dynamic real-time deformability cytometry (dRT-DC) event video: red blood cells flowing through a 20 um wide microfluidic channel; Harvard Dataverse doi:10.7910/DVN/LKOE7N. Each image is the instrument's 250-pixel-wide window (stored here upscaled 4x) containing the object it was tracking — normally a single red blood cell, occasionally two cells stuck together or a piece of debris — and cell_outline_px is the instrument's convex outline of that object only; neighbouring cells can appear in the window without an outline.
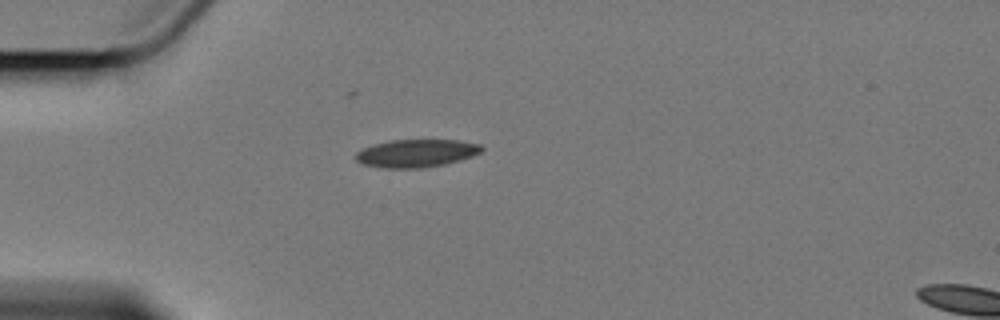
{"species": "Egyptian fruit bat (a non-hibernating species)", "species_latin": "Rousettus aegyptiacus", "temperature_condition": "cold", "stored_images_in_passage": 3, "camera_frame_rate_fps": 3000, "um_per_image_px": 0.085, "animal": {"sex": "female"}, "frame": {"image": 1, "passage_image": 3, "time_ms": 3.333, "image_size_px": [1000, 320], "cell_outline_px": [[484, 148], [480, 152], [472, 156], [460, 160], [444, 164], [420, 168], [384, 168], [364, 164], [356, 160], [356, 152], [364, 148], [376, 144], [392, 140], [460, 140], [480, 144]], "centroid_in_image_um": [35.42, 13.02], "position_along_channel_um": 49.6, "area_um2": 20.23}}